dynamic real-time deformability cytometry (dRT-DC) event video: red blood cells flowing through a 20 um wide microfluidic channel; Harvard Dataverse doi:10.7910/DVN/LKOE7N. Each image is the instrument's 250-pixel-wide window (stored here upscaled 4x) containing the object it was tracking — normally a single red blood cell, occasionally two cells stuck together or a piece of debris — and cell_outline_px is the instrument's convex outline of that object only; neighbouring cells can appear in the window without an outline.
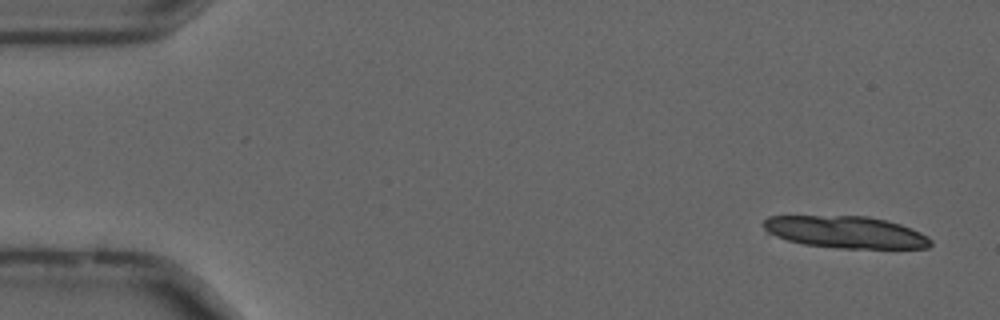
{"species": "common noctule bat (a hibernating species)", "species_latin": "Nyctalus noctula", "temperature_condition": "cold", "stored_images_in_passage": 13, "camera_frame_rate_fps": 3000, "um_per_image_px": 0.085, "animal": {"sex": "male", "forearm_length_mm": 52.5}, "frame": {"image": 1, "passage_image": 3, "time_ms": 0.667, "image_size_px": [1000, 320], "cell_outline_px": [[932, 244], [928, 248], [836, 248], [804, 244], [788, 240], [776, 236], [768, 232], [764, 228], [764, 220], [768, 216], [868, 216], [888, 220], [900, 224], [920, 232], [928, 236], [932, 240]], "centroid_in_image_um": [71.91, 19.73], "position_along_channel_um": 13.1, "area_um2": 31.15}}